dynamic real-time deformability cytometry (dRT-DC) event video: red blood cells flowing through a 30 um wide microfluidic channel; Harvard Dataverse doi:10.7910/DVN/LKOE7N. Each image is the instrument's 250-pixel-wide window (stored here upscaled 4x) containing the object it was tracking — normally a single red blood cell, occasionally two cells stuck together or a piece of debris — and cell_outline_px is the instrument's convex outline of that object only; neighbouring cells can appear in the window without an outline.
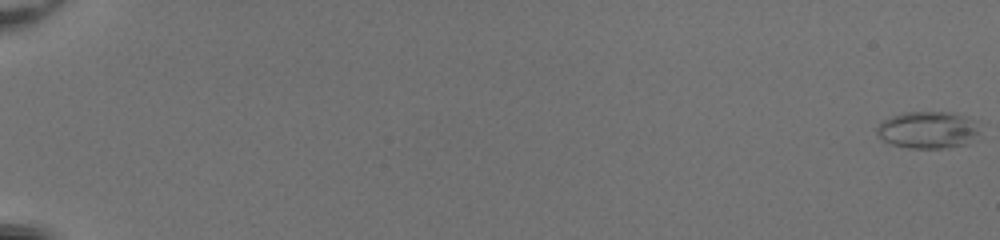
{"species": "common noctule bat (a hibernating species)", "species_latin": "Nyctalus noctula", "temperature_condition": "room temperature", "stored_images_in_passage": 53, "camera_frame_rate_fps": 3000, "um_per_image_px": 0.085, "animal": {"sex": "female", "body_mass_g": 20.0, "forearm_length_mm": 54.0}, "frame": {"image": 1, "passage_image": 1, "time_ms": 0.0, "image_size_px": [1000, 240], "cell_outline_px": [[984, 124], [980, 132], [968, 144], [948, 148], [908, 148], [892, 144], [884, 140], [876, 132], [876, 128], [880, 120], [904, 112], [948, 112], [964, 116], [976, 120]], "centroid_in_image_um": [78.94, 11.04], "position_along_channel_um": 6.1, "area_um2": 22.72}}
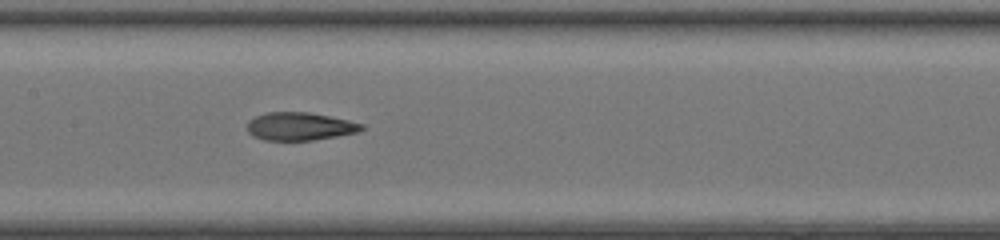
{"frame": {"image": 2, "passage_image": 30, "time_ms": 9.667, "image_size_px": [1000, 240], "cell_outline_px": [[364, 128], [360, 132], [312, 140], [264, 140], [252, 136], [248, 132], [248, 120], [256, 116], [268, 112], [308, 112], [348, 120], [364, 124]], "centroid_in_image_um": [25.48, 10.74], "position_along_channel_um": 181.9, "area_um2": 18.61}}
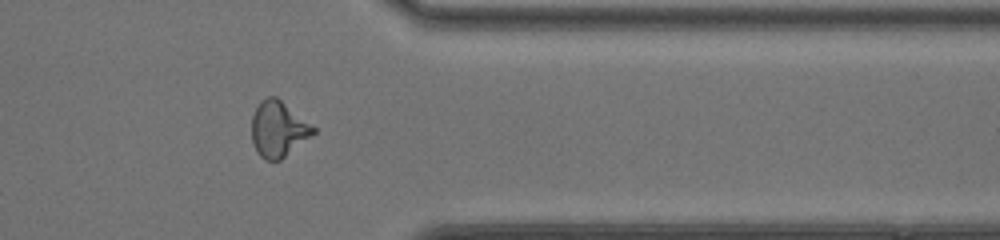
{"frame": {"image": 3, "passage_image": 45, "time_ms": 14.667, "image_size_px": [1000, 240], "cell_outline_px": [[316, 132], [280, 160], [264, 160], [256, 152], [252, 140], [252, 116], [260, 100], [268, 96], [276, 96], [316, 128]], "centroid_in_image_um": [23.63, 10.97], "position_along_channel_um": 387.8, "area_um2": 19.88}, "authors_computed_cell_mechanics": {"area_um2": 19.8832, "velocity_mm_per_s": 4.2191, "shape_relaxation_time_tau1_ms": 8.1715, "shape_relaxation_time_tau2_ms": 1.2073, "deformation_change_tau1": 0.2992, "deformation_change_tau2": 0.0892}}